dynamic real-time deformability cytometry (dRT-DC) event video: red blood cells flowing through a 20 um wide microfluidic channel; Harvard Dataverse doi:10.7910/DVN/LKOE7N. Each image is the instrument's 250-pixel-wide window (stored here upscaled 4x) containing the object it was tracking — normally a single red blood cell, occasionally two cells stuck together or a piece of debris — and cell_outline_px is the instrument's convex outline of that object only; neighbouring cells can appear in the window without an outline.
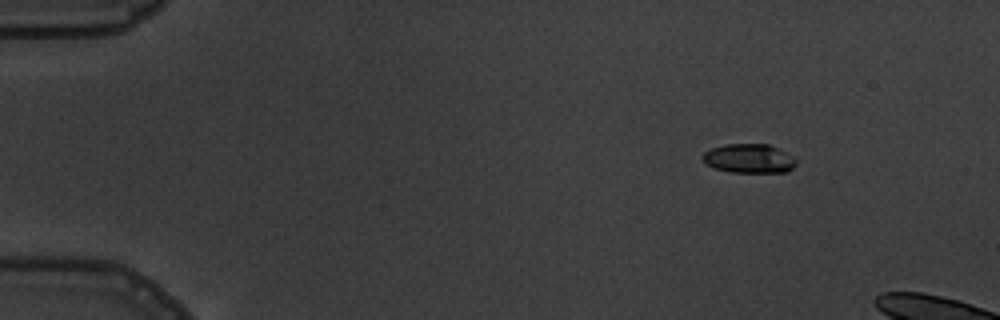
{"species": "common noctule bat (a hibernating species)", "species_latin": "Nyctalus noctula", "temperature_condition": "warm", "stored_images_in_passage": 3, "camera_frame_rate_fps": 3000, "um_per_image_px": 0.085, "animal": {"sex": "male", "body_mass_g": 19.5, "forearm_length_mm": 54.6}, "frame": {"image": 1, "passage_image": 1, "time_ms": 0.0, "image_size_px": [1000, 320], "cell_outline_px": [[796, 164], [788, 172], [728, 172], [712, 168], [704, 164], [700, 156], [704, 152], [712, 148], [728, 144], [768, 144], [796, 156]], "centroid_in_image_um": [63.65, 13.48], "position_along_channel_um": 21.3, "area_um2": 16.18}}